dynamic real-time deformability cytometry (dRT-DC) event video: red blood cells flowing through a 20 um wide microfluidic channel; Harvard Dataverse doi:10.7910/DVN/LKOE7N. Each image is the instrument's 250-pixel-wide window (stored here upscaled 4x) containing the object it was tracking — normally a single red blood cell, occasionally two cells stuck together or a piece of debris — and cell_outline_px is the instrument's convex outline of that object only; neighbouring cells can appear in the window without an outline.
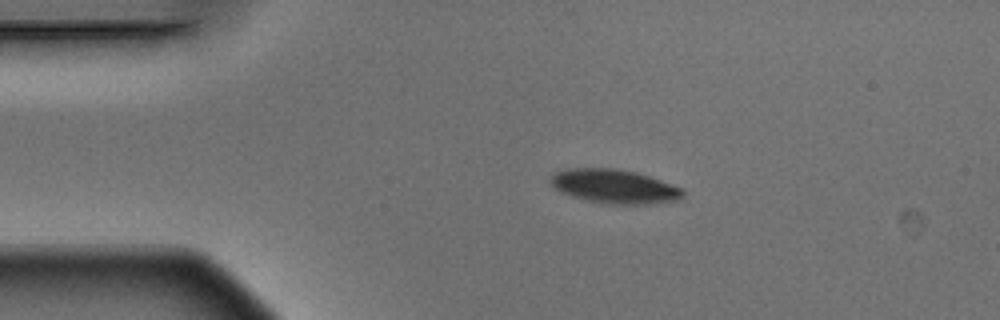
{"species": "Egyptian fruit bat (a non-hibernating species)", "species_latin": "Rousettus aegyptiacus", "temperature_condition": "warm", "stored_images_in_passage": 4, "camera_frame_rate_fps": 3000, "um_per_image_px": 0.085, "animal": {"sex": "male"}, "frame": {"image": 1, "passage_image": 2, "time_ms": 0.333, "image_size_px": [1000, 320], "cell_outline_px": [[684, 196], [680, 200], [648, 204], [612, 204], [588, 200], [572, 196], [560, 192], [548, 180], [552, 172], [564, 168], [616, 168], [636, 172], [684, 188]], "centroid_in_image_um": [52.21, 15.83], "position_along_channel_um": 32.8, "area_um2": 26.41}}